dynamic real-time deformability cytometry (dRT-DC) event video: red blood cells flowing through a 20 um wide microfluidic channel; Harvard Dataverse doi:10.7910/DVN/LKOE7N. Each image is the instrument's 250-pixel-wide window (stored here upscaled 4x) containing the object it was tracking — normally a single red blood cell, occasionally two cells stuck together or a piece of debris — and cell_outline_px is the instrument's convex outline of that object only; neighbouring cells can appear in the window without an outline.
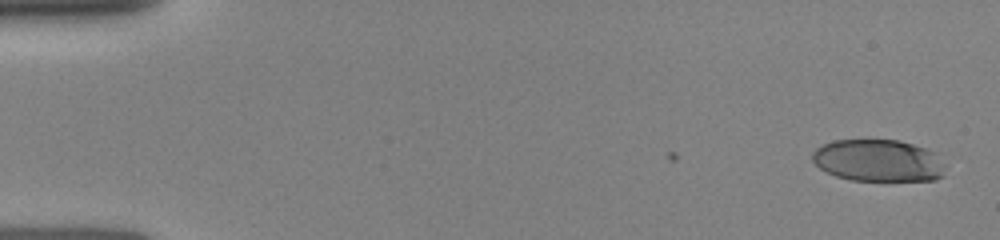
{"species": "human", "species_latin": "Homo sapiens", "temperature_condition": "room temperature", "stored_images_in_passage": 5, "camera_frame_rate_fps": 3000, "um_per_image_px": 0.085, "donor": {"sex": "female"}, "frame": {"image": 1, "passage_image": 1, "time_ms": 0.0, "image_size_px": [1000, 240], "cell_outline_px": [[948, 164], [944, 176], [936, 180], [852, 180], [836, 176], [820, 168], [812, 160], [812, 152], [816, 148], [832, 140], [900, 140], [928, 148]], "centroid_in_image_um": [74.72, 13.64], "position_along_channel_um": 10.3, "area_um2": 32.95}}
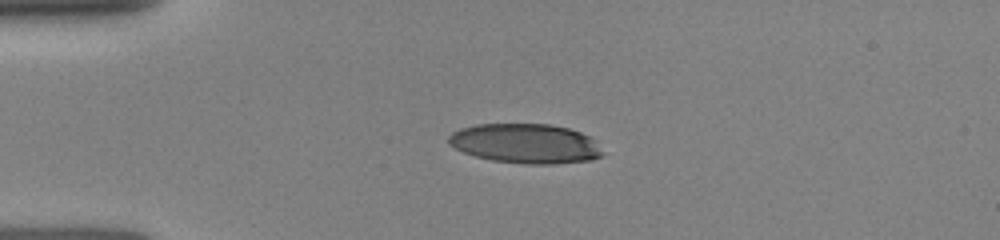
{"frame": {"image": 2, "passage_image": 4, "time_ms": 3.333, "image_size_px": [1000, 240], "cell_outline_px": [[604, 156], [592, 160], [552, 164], [524, 164], [492, 160], [476, 156], [464, 152], [448, 144], [448, 136], [452, 132], [460, 128], [476, 124], [552, 124], [568, 128], [580, 132], [596, 140], [604, 152]], "centroid_in_image_um": [44.7, 12.2], "position_along_channel_um": 40.3, "area_um2": 35.84}}